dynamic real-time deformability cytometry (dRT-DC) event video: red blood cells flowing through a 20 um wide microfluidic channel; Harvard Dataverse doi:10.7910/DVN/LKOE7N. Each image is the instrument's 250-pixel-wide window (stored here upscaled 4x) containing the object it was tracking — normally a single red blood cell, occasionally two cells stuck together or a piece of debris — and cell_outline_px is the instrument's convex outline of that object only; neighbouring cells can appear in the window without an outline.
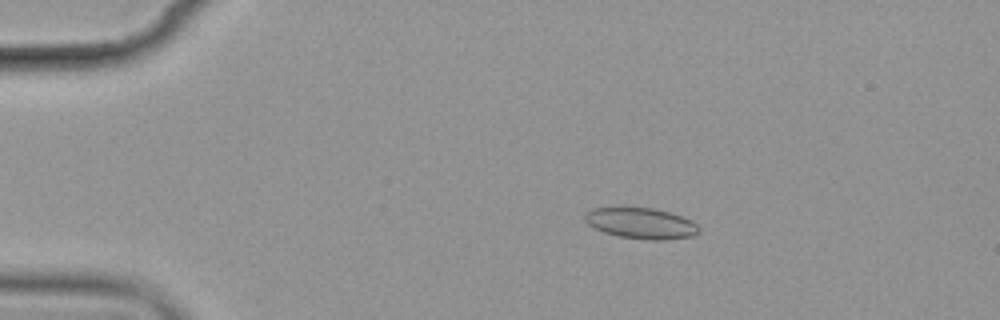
{"species": "common noctule bat (a hibernating species)", "species_latin": "Nyctalus noctula", "temperature_condition": "cold", "stored_images_in_passage": 5, "camera_frame_rate_fps": 3000, "um_per_image_px": 0.085, "animal": {"sex": "female", "body_mass_g": 19.9}, "frame": {"image": 1, "passage_image": 3, "time_ms": 2.333, "image_size_px": [1000, 320], "cell_outline_px": [[700, 232], [692, 236], [664, 240], [648, 240], [620, 236], [604, 232], [588, 224], [584, 220], [584, 212], [592, 208], [652, 208], [668, 212], [692, 220], [700, 228]], "centroid_in_image_um": [54.49, 18.98], "position_along_channel_um": 30.5, "area_um2": 20.4}}